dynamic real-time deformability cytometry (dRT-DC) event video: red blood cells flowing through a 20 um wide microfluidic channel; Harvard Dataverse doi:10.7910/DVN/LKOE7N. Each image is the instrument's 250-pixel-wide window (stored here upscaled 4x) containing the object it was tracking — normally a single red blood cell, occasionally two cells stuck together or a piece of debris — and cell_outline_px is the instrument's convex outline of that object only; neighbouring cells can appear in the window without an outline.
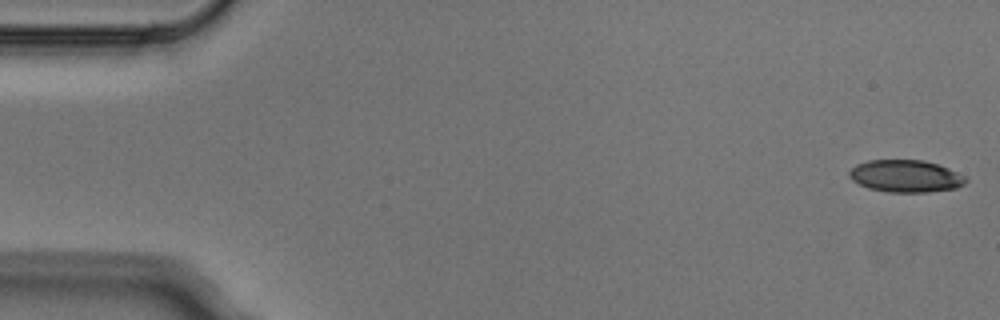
{"species": "Egyptian fruit bat (a non-hibernating species)", "species_latin": "Rousettus aegyptiacus", "temperature_condition": "cold", "stored_images_in_passage": 5, "camera_frame_rate_fps": 3000, "um_per_image_px": 0.085, "animal": {"sex": "male"}, "frame": {"image": 1, "passage_image": 1, "time_ms": 0.0, "image_size_px": [1000, 320], "cell_outline_px": [[968, 180], [964, 184], [956, 188], [928, 192], [888, 192], [868, 188], [852, 180], [848, 176], [848, 172], [856, 164], [868, 160], [924, 160], [948, 168], [964, 176]], "centroid_in_image_um": [76.96, 14.97], "position_along_channel_um": 8.0, "area_um2": 21.85}}